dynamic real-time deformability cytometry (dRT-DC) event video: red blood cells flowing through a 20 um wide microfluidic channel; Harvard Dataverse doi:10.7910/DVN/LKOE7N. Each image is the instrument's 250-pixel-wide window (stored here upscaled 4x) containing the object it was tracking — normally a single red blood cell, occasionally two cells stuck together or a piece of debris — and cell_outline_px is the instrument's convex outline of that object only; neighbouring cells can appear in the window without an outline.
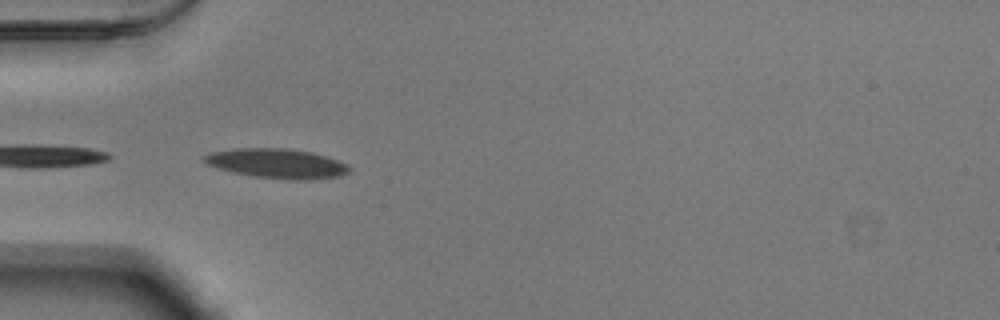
{"species": "Egyptian fruit bat (a non-hibernating species)", "species_latin": "Rousettus aegyptiacus", "temperature_condition": "warm", "stored_images_in_passage": 42, "camera_frame_rate_fps": 3000, "um_per_image_px": 0.085, "animal": {"sex": "male"}, "frame": {"image": 1, "passage_image": 7, "time_ms": 2.0, "image_size_px": [1000, 320], "cell_outline_px": [[352, 168], [348, 172], [340, 176], [308, 180], [292, 180], [256, 176], [232, 172], [208, 164], [200, 160], [204, 156], [212, 152], [232, 148], [284, 148], [312, 152], [348, 164]], "centroid_in_image_um": [23.55, 13.89], "position_along_channel_um": 61.5, "area_um2": 24.91}}
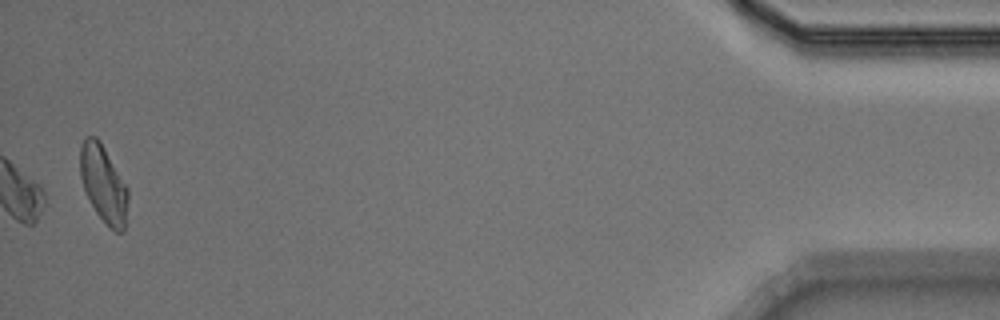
{"frame": {"image": 2, "passage_image": 42, "time_ms": 13.667, "image_size_px": [1000, 320], "cell_outline_px": [[128, 200], [124, 232], [116, 232], [96, 212], [84, 188], [80, 176], [80, 144], [84, 136], [96, 136], [100, 140], [128, 188]], "centroid_in_image_um": [8.79, 15.58], "position_along_channel_um": 426.4, "area_um2": 21.33}, "authors_computed_cell_mechanics": {"area_um2": 17.1088, "velocity_mm_per_s": 3.8462, "shape_relaxation_time_tau1_ms": 1.8548, "shape_relaxation_time_tau2_ms": null, "deformation_change_tau1": 0.059, "deformation_change_tau2": null}}